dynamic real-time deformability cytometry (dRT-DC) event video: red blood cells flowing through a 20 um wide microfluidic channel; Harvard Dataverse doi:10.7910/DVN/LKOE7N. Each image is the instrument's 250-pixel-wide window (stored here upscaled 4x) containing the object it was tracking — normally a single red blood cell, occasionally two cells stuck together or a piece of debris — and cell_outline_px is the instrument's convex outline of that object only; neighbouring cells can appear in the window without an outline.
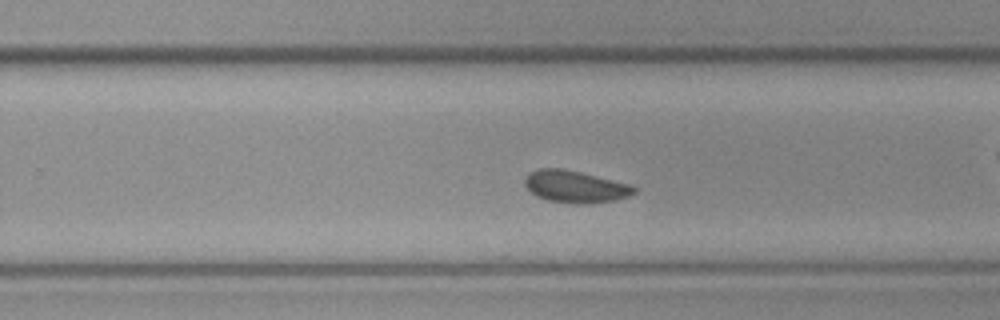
{"species": "common noctule bat (a hibernating species)", "species_latin": "Nyctalus noctula", "temperature_condition": "cold", "stored_images_in_passage": 50, "camera_frame_rate_fps": 3000, "um_per_image_px": 0.085, "animal": {"sex": "female", "body_mass_g": 19.3, "forearm_length_mm": 54.1}, "frame": {"image": 1, "passage_image": 29, "time_ms": 9.333, "image_size_px": [1000, 320], "cell_outline_px": [[636, 192], [628, 196], [616, 200], [588, 204], [580, 204], [548, 200], [536, 196], [524, 184], [524, 180], [528, 172], [540, 168], [560, 168], [580, 172], [632, 184], [636, 188]], "centroid_in_image_um": [48.91, 15.86], "position_along_channel_um": 280.9, "area_um2": 20.46}}
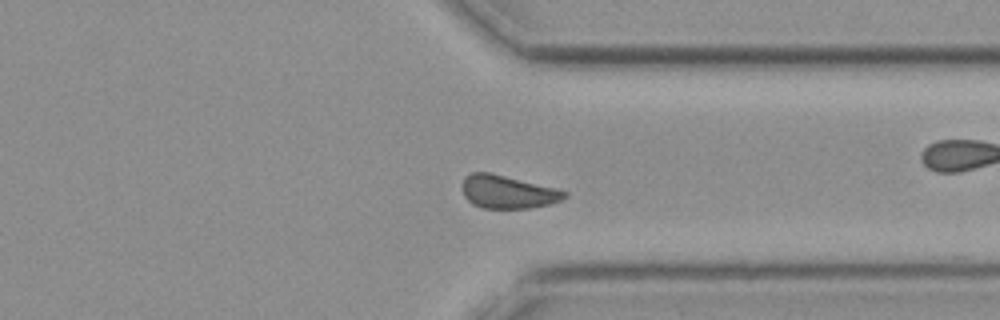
{"frame": {"image": 2, "passage_image": 36, "time_ms": 11.667, "image_size_px": [1000, 320], "cell_outline_px": [[568, 196], [552, 204], [528, 208], [480, 208], [472, 204], [464, 196], [460, 184], [464, 176], [472, 172], [488, 172], [556, 188], [568, 192]], "centroid_in_image_um": [43.11, 16.31], "position_along_channel_um": 368.3, "area_um2": 19.88}}